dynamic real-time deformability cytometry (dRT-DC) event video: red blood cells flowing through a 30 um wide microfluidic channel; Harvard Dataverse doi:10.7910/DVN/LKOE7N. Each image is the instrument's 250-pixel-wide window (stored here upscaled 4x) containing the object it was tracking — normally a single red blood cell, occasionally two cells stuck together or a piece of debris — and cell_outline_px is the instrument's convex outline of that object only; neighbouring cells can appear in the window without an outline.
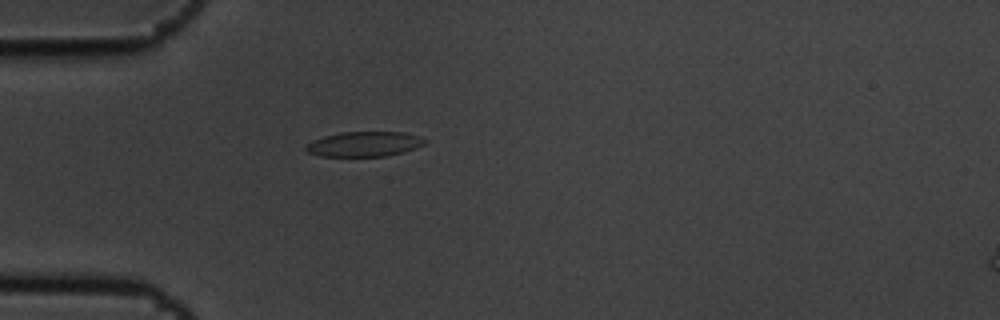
{"species": "common noctule bat (a hibernating species)", "species_latin": "Nyctalus noctula", "temperature_condition": "cold", "stored_images_in_passage": 2, "segment_of_instrument_passage": [1, 2], "camera_frame_rate_fps": 3000, "um_per_image_px": 0.085, "animal": {"sex": "male", "body_mass_g": 19.5, "forearm_length_mm": 54.6}, "frame": {"image": 1, "passage_image": 1, "time_ms": 0.0, "image_size_px": [1000, 320], "cell_outline_px": [[428, 140], [424, 144], [416, 148], [384, 156], [320, 156], [308, 152], [304, 148], [312, 140], [324, 136], [340, 132], [404, 132], [420, 136]], "centroid_in_image_um": [30.96, 12.23], "position_along_channel_um": 54.0, "area_um2": 17.22}}